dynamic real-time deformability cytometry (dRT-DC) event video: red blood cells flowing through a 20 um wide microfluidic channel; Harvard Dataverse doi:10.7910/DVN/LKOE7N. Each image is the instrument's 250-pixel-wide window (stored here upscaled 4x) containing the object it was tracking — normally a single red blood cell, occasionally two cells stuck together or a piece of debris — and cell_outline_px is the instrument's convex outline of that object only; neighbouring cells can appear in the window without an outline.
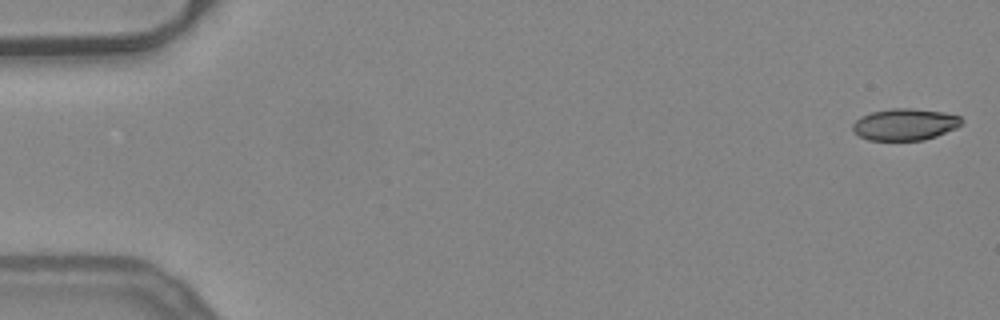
{"species": "common noctule bat (a hibernating species)", "species_latin": "Nyctalus noctula", "temperature_condition": "warm", "stored_images_in_passage": 8, "camera_frame_rate_fps": 3000, "um_per_image_px": 0.085, "animal": {"sex": "female", "body_mass_g": 24.6, "forearm_length_mm": 56.2}, "frame": {"image": 1, "passage_image": 1, "time_ms": 0.0, "image_size_px": [1000, 320], "cell_outline_px": [[964, 120], [956, 128], [936, 136], [924, 140], [868, 140], [860, 136], [852, 128], [852, 124], [860, 116], [872, 112], [892, 108], [912, 108], [944, 112], [960, 116]], "centroid_in_image_um": [76.93, 10.57], "position_along_channel_um": 8.1, "area_um2": 20.11}}